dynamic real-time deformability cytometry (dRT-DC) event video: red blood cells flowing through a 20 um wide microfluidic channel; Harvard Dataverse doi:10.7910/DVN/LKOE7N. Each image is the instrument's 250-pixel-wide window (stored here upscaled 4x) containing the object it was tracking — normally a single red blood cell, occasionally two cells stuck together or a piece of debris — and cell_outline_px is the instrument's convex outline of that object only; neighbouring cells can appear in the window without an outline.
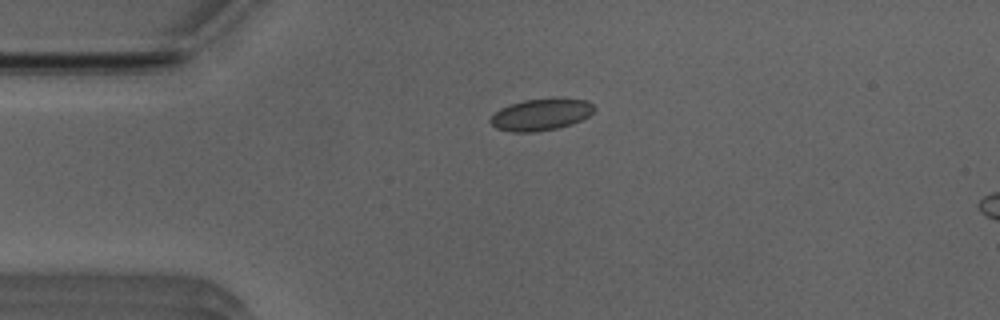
{"species": "Egyptian fruit bat (a non-hibernating species)", "species_latin": "Rousettus aegyptiacus", "temperature_condition": "room temperature", "stored_images_in_passage": 33, "camera_frame_rate_fps": 3000, "um_per_image_px": 0.085, "animal": {"sex": "male"}, "frame": {"image": 1, "passage_image": 1, "time_ms": 0.0, "image_size_px": [1000, 320], "cell_outline_px": [[596, 108], [588, 116], [572, 124], [556, 128], [532, 132], [512, 132], [496, 128], [488, 120], [500, 108], [508, 104], [524, 100], [588, 100]], "centroid_in_image_um": [45.93, 9.76], "position_along_channel_um": 39.1, "area_um2": 18.67}}
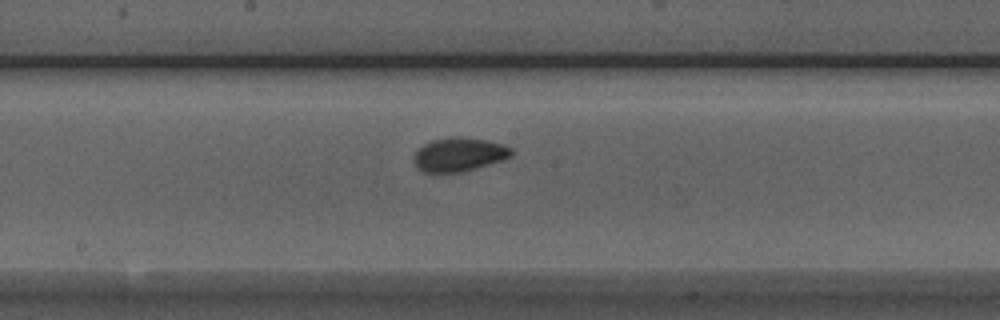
{"frame": {"image": 2, "passage_image": 16, "time_ms": 5.0, "image_size_px": [1000, 320], "cell_outline_px": [[512, 156], [504, 160], [476, 168], [460, 172], [432, 176], [416, 168], [412, 156], [424, 144], [432, 140], [452, 136], [456, 136], [484, 140], [504, 144], [512, 148]], "centroid_in_image_um": [38.97, 13.17], "position_along_channel_um": 209.2, "area_um2": 19.77}}
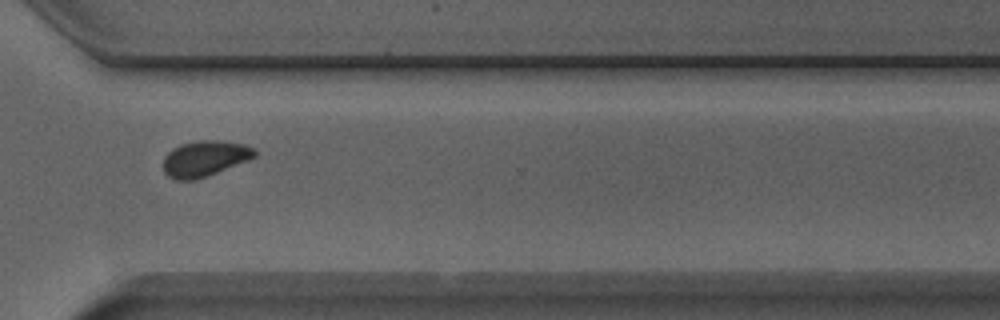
{"frame": {"image": 3, "passage_image": 27, "time_ms": 8.667, "image_size_px": [1000, 320], "cell_outline_px": [[256, 156], [248, 160], [208, 176], [192, 180], [176, 180], [168, 176], [164, 172], [164, 156], [172, 148], [180, 144], [196, 140], [220, 140], [244, 144], [256, 148]], "centroid_in_image_um": [17.4, 13.46], "position_along_channel_um": 353.2, "area_um2": 19.19}, "authors_computed_cell_mechanics": {"area_um2": 18.6694, "velocity_mm_per_s": 3.9245, "shape_relaxation_time_tau1_ms": null, "shape_relaxation_time_tau2_ms": 1.386, "deformation_change_tau1": null, "deformation_change_tau2": 0.0538}}